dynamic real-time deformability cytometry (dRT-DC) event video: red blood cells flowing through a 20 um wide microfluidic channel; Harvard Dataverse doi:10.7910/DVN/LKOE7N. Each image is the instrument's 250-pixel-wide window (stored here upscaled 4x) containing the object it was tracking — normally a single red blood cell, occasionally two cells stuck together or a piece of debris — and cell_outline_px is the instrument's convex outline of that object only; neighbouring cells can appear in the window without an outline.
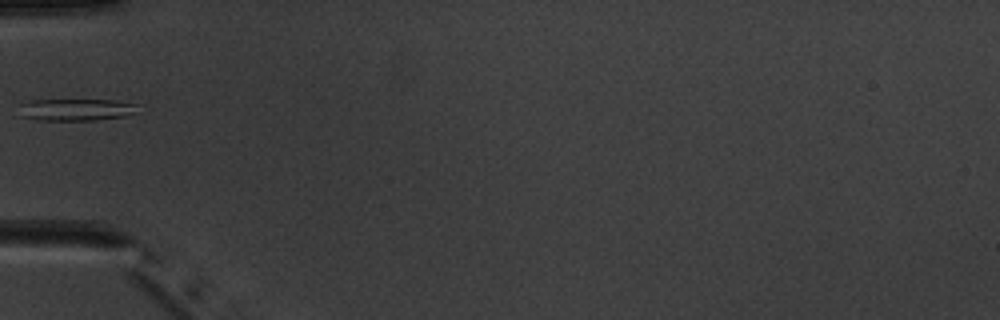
{"species": "common noctule bat (a hibernating species)", "species_latin": "Nyctalus noctula", "temperature_condition": "warm", "stored_images_in_passage": 7, "camera_frame_rate_fps": 3000, "um_per_image_px": 0.085, "animal": {"sex": "male", "body_mass_g": 20.1, "forearm_length_mm": 53.5}, "frame": {"image": 1, "passage_image": 5, "time_ms": 5.667, "image_size_px": [1000, 320], "cell_outline_px": [[140, 112], [124, 116], [96, 120], [36, 120], [20, 116], [20, 104], [28, 100], [116, 100], [136, 104]], "centroid_in_image_um": [6.47, 9.32], "position_along_channel_um": 78.5, "area_um2": 15.37}}
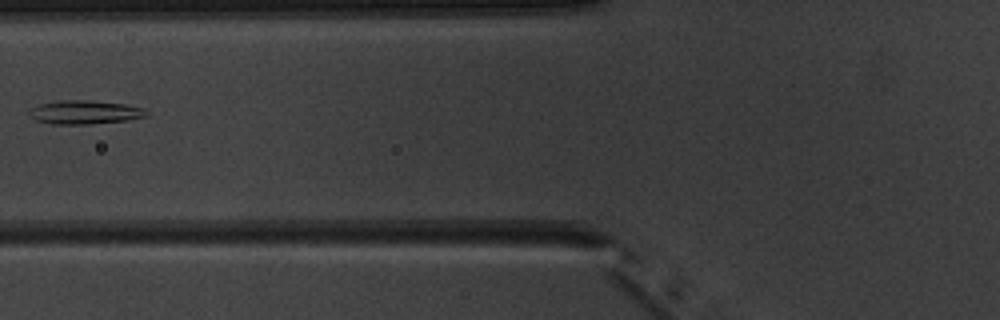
{"frame": {"image": 2, "passage_image": 6, "time_ms": 6.667, "image_size_px": [1000, 320], "cell_outline_px": [[148, 116], [128, 120], [88, 124], [52, 124], [36, 120], [28, 116], [28, 108], [40, 104], [60, 100], [92, 100], [124, 104], [144, 108], [148, 112]], "centroid_in_image_um": [7.18, 9.54], "position_along_channel_um": 118.6, "area_um2": 16.36}}
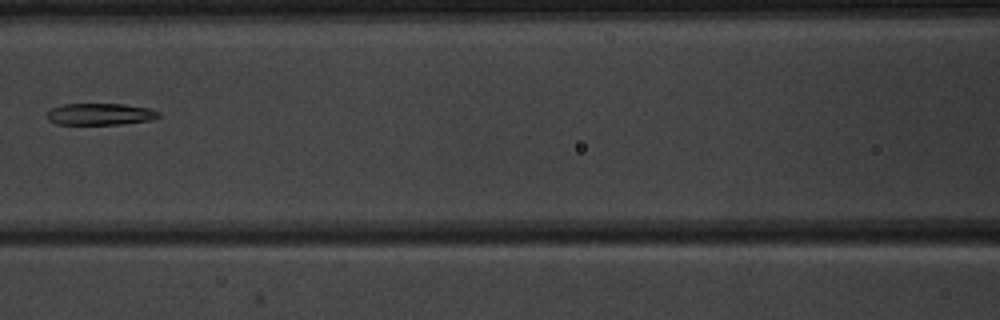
{"frame": {"image": 3, "passage_image": 7, "time_ms": 7.667, "image_size_px": [1000, 320], "cell_outline_px": [[160, 116], [152, 120], [120, 124], [56, 124], [48, 120], [48, 112], [52, 108], [64, 104], [124, 104], [152, 108], [160, 112]], "centroid_in_image_um": [8.57, 9.7], "position_along_channel_um": 158.0, "area_um2": 14.16}}